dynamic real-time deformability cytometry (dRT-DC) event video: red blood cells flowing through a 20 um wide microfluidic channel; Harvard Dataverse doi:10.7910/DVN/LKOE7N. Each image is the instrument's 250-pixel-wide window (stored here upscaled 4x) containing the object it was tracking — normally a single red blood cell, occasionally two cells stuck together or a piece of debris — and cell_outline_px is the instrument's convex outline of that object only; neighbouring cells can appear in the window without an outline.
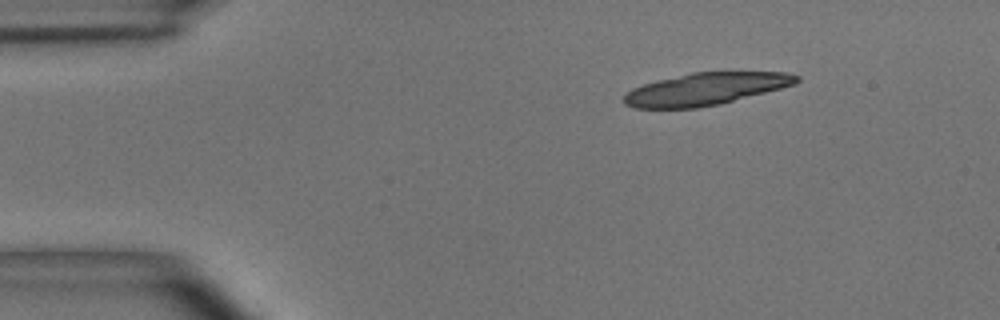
{"species": "common noctule bat (a hibernating species)", "species_latin": "Nyctalus noctula", "temperature_condition": "room temperature", "stored_images_in_passage": 3, "camera_frame_rate_fps": 3000, "um_per_image_px": 0.085, "animal": {"sex": "male", "body_mass_g": 15.6}, "frame": {"image": 1, "passage_image": 1, "time_ms": 0.0, "image_size_px": [1000, 320], "cell_outline_px": [[800, 80], [796, 84], [720, 104], [696, 108], [636, 108], [624, 104], [624, 96], [632, 88], [656, 80], [692, 72], [788, 72], [800, 76]], "centroid_in_image_um": [59.99, 7.56], "position_along_channel_um": 25.0, "area_um2": 32.37}}